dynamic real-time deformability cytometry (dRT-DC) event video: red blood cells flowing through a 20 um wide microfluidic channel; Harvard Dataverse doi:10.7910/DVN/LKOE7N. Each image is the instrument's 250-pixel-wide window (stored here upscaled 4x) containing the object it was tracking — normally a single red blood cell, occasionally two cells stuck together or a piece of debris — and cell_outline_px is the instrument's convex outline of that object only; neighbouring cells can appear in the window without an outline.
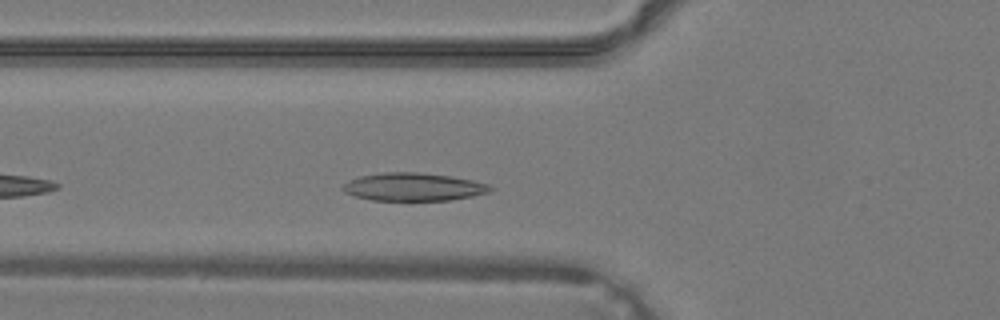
{"species": "common noctule bat (a hibernating species)", "species_latin": "Nyctalus noctula", "temperature_condition": "warm", "stored_images_in_passage": 28, "camera_frame_rate_fps": 3000, "um_per_image_px": 0.085, "animal": {"sex": "male", "body_mass_g": 19.2, "forearm_length_mm": 51.8}, "frame": {"image": 1, "passage_image": 4, "time_ms": 1.0, "image_size_px": [1000, 320], "cell_outline_px": [[496, 188], [488, 192], [472, 196], [452, 200], [372, 200], [356, 196], [344, 192], [340, 188], [348, 180], [360, 176], [384, 172], [416, 172], [452, 176], [472, 180], [488, 184]], "centroid_in_image_um": [35.14, 15.88], "position_along_channel_um": 90.7, "area_um2": 24.04}}
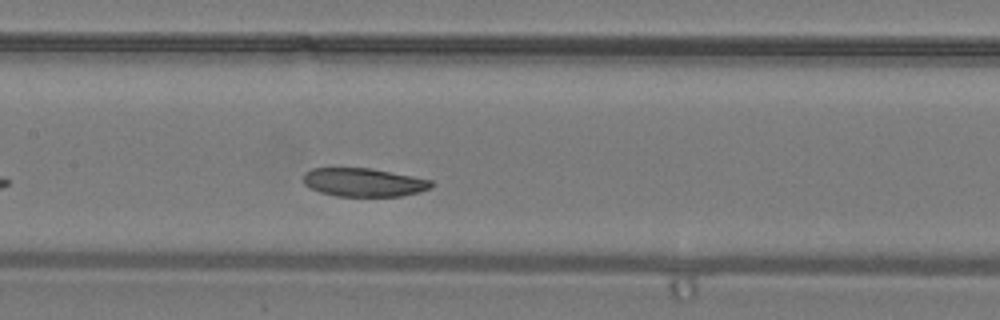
{"frame": {"image": 2, "passage_image": 9, "time_ms": 2.667, "image_size_px": [1000, 320], "cell_outline_px": [[436, 184], [432, 188], [420, 192], [404, 196], [336, 196], [320, 192], [304, 184], [304, 172], [312, 168], [368, 168], [412, 176], [432, 180]], "centroid_in_image_um": [30.96, 15.5], "position_along_channel_um": 176.4, "area_um2": 21.27}}
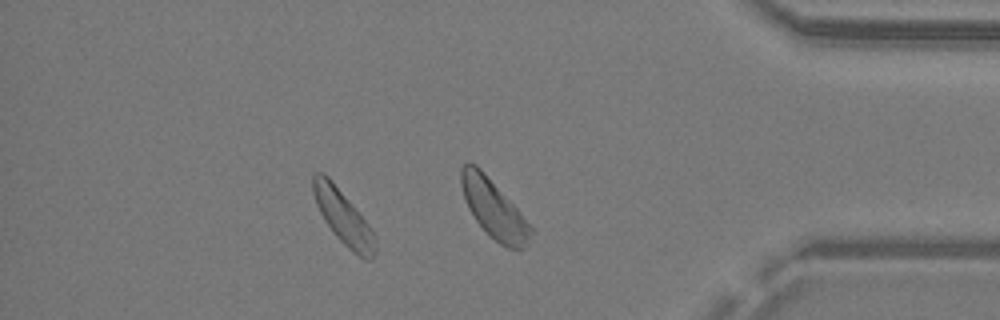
{"frame": {"image": 3, "passage_image": 23, "time_ms": 7.333, "image_size_px": [1000, 320], "cell_outline_px": [[376, 252], [372, 260], [364, 260], [348, 248], [340, 240], [324, 220], [316, 204], [312, 192], [312, 176], [316, 172], [324, 172], [332, 180], [364, 220], [372, 232], [376, 248]], "centroid_in_image_um": [29.13, 18.45], "position_along_channel_um": 406.1, "area_um2": 19.07}}